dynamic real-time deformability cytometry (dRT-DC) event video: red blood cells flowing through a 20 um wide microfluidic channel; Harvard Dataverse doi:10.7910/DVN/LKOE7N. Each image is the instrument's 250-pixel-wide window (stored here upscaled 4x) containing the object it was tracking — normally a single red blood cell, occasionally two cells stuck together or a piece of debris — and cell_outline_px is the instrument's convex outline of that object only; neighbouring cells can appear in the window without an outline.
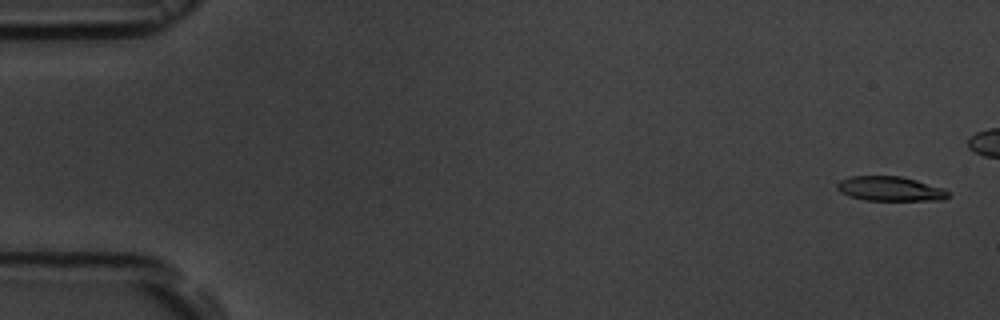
{"species": "common noctule bat (a hibernating species)", "species_latin": "Nyctalus noctula", "temperature_condition": "room temperature", "stored_images_in_passage": 8, "camera_frame_rate_fps": 3000, "um_per_image_px": 0.085, "animal": {"sex": "male", "body_mass_g": 19.5, "forearm_length_mm": 54.6}, "frame": {"image": 1, "passage_image": 1, "time_ms": 0.0, "image_size_px": [1000, 320], "cell_outline_px": [[948, 196], [944, 200], [864, 200], [848, 196], [840, 192], [836, 188], [836, 184], [840, 180], [852, 176], [900, 176], [916, 180], [944, 188], [948, 192]], "centroid_in_image_um": [75.63, 16.04], "position_along_channel_um": 9.4, "area_um2": 15.9}}
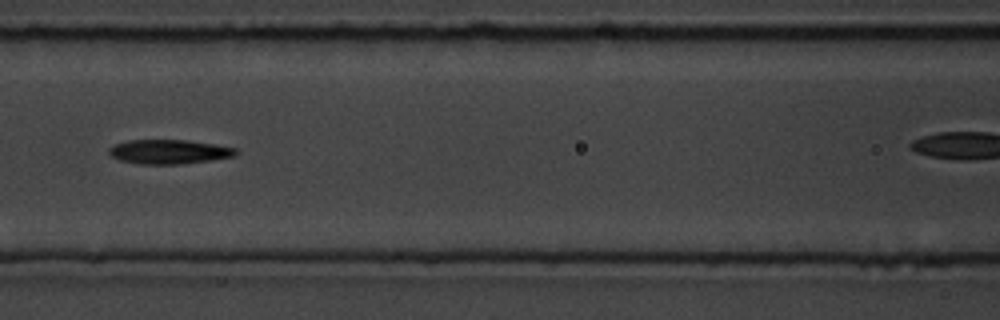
{"frame": {"image": 2, "passage_image": 7, "time_ms": 7.667, "image_size_px": [1000, 320], "cell_outline_px": [[240, 152], [236, 156], [212, 160], [180, 164], [136, 164], [120, 160], [112, 156], [108, 152], [108, 148], [112, 144], [128, 140], [184, 140], [212, 144], [236, 148]], "centroid_in_image_um": [14.35, 12.9], "position_along_channel_um": 152.3, "area_um2": 18.09}}